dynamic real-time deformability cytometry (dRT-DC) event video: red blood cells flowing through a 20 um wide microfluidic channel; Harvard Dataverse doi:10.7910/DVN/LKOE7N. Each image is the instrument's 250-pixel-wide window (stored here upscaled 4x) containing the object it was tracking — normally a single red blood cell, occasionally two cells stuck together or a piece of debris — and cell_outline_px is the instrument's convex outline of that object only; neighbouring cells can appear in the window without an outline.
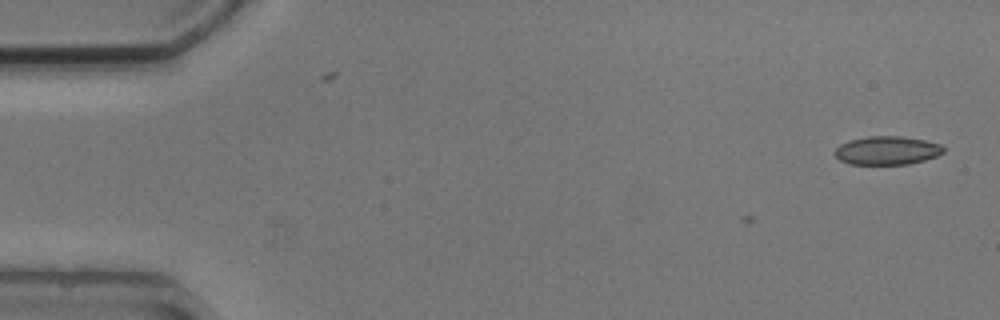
{"species": "common noctule bat (a hibernating species)", "species_latin": "Nyctalus noctula", "temperature_condition": "cold", "stored_images_in_passage": 2, "camera_frame_rate_fps": 3000, "um_per_image_px": 0.085, "animal": {"sex": "male", "body_mass_g": 20.5, "forearm_length_mm": 52.5}, "frame": {"image": 1, "passage_image": 2, "time_ms": 1.333, "image_size_px": [1000, 320], "cell_outline_px": [[944, 152], [936, 156], [924, 160], [908, 164], [848, 164], [840, 160], [832, 152], [840, 144], [848, 140], [868, 136], [900, 136], [924, 140], [940, 144], [944, 148]], "centroid_in_image_um": [75.36, 12.79], "position_along_channel_um": 9.6, "area_um2": 18.09}}